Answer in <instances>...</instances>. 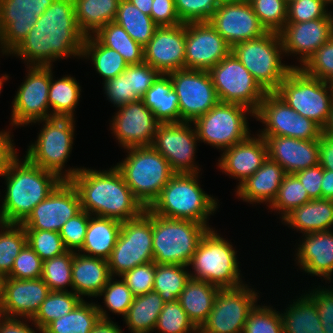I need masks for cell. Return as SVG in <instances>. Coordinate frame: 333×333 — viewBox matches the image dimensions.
I'll return each mask as SVG.
<instances>
[{
	"label": "cell",
	"mask_w": 333,
	"mask_h": 333,
	"mask_svg": "<svg viewBox=\"0 0 333 333\" xmlns=\"http://www.w3.org/2000/svg\"><path fill=\"white\" fill-rule=\"evenodd\" d=\"M84 40L73 0H55L9 55L21 58L26 66H53V62L64 57L80 59Z\"/></svg>",
	"instance_id": "6da1fadb"
},
{
	"label": "cell",
	"mask_w": 333,
	"mask_h": 333,
	"mask_svg": "<svg viewBox=\"0 0 333 333\" xmlns=\"http://www.w3.org/2000/svg\"><path fill=\"white\" fill-rule=\"evenodd\" d=\"M70 181L79 193L81 209L90 215L124 222L145 211L115 166L102 171L83 166Z\"/></svg>",
	"instance_id": "7a4b0ae2"
},
{
	"label": "cell",
	"mask_w": 333,
	"mask_h": 333,
	"mask_svg": "<svg viewBox=\"0 0 333 333\" xmlns=\"http://www.w3.org/2000/svg\"><path fill=\"white\" fill-rule=\"evenodd\" d=\"M17 157L9 166L4 178L6 191L2 197V211L8 224H22L33 208L63 181L55 173L44 170Z\"/></svg>",
	"instance_id": "3957f363"
},
{
	"label": "cell",
	"mask_w": 333,
	"mask_h": 333,
	"mask_svg": "<svg viewBox=\"0 0 333 333\" xmlns=\"http://www.w3.org/2000/svg\"><path fill=\"white\" fill-rule=\"evenodd\" d=\"M199 177V173H175L148 209L158 216L192 220L209 227V217L219 208V200L205 193Z\"/></svg>",
	"instance_id": "277c9868"
},
{
	"label": "cell",
	"mask_w": 333,
	"mask_h": 333,
	"mask_svg": "<svg viewBox=\"0 0 333 333\" xmlns=\"http://www.w3.org/2000/svg\"><path fill=\"white\" fill-rule=\"evenodd\" d=\"M124 160L115 167L145 209L158 198L175 174L168 161L152 146L129 147Z\"/></svg>",
	"instance_id": "5b68a950"
},
{
	"label": "cell",
	"mask_w": 333,
	"mask_h": 333,
	"mask_svg": "<svg viewBox=\"0 0 333 333\" xmlns=\"http://www.w3.org/2000/svg\"><path fill=\"white\" fill-rule=\"evenodd\" d=\"M229 240L217 230L209 229L201 238L189 266L190 277L219 288H235L245 284L242 280L237 251Z\"/></svg>",
	"instance_id": "8992f818"
},
{
	"label": "cell",
	"mask_w": 333,
	"mask_h": 333,
	"mask_svg": "<svg viewBox=\"0 0 333 333\" xmlns=\"http://www.w3.org/2000/svg\"><path fill=\"white\" fill-rule=\"evenodd\" d=\"M75 121L72 117H52L35 122H43V126L24 157L32 164L55 173L62 180L73 178L81 167L66 170L65 165L73 149Z\"/></svg>",
	"instance_id": "52a82bcc"
},
{
	"label": "cell",
	"mask_w": 333,
	"mask_h": 333,
	"mask_svg": "<svg viewBox=\"0 0 333 333\" xmlns=\"http://www.w3.org/2000/svg\"><path fill=\"white\" fill-rule=\"evenodd\" d=\"M209 229L213 227L152 213L153 261L188 267L201 238Z\"/></svg>",
	"instance_id": "ba28073f"
},
{
	"label": "cell",
	"mask_w": 333,
	"mask_h": 333,
	"mask_svg": "<svg viewBox=\"0 0 333 333\" xmlns=\"http://www.w3.org/2000/svg\"><path fill=\"white\" fill-rule=\"evenodd\" d=\"M231 52L266 92H275L296 65L282 63L284 50L279 33L267 32L253 40L237 43Z\"/></svg>",
	"instance_id": "9c48e42d"
},
{
	"label": "cell",
	"mask_w": 333,
	"mask_h": 333,
	"mask_svg": "<svg viewBox=\"0 0 333 333\" xmlns=\"http://www.w3.org/2000/svg\"><path fill=\"white\" fill-rule=\"evenodd\" d=\"M275 93L301 116L313 120L321 128L326 125L333 104L328 81L309 76L300 68H292Z\"/></svg>",
	"instance_id": "30bf717a"
},
{
	"label": "cell",
	"mask_w": 333,
	"mask_h": 333,
	"mask_svg": "<svg viewBox=\"0 0 333 333\" xmlns=\"http://www.w3.org/2000/svg\"><path fill=\"white\" fill-rule=\"evenodd\" d=\"M249 114L255 117V113L245 106L219 101L193 122L198 140L221 151L244 141L251 135Z\"/></svg>",
	"instance_id": "8fae6325"
},
{
	"label": "cell",
	"mask_w": 333,
	"mask_h": 333,
	"mask_svg": "<svg viewBox=\"0 0 333 333\" xmlns=\"http://www.w3.org/2000/svg\"><path fill=\"white\" fill-rule=\"evenodd\" d=\"M152 212L147 208L137 218L122 222L121 230L108 259L111 277L153 261Z\"/></svg>",
	"instance_id": "7c38bea8"
},
{
	"label": "cell",
	"mask_w": 333,
	"mask_h": 333,
	"mask_svg": "<svg viewBox=\"0 0 333 333\" xmlns=\"http://www.w3.org/2000/svg\"><path fill=\"white\" fill-rule=\"evenodd\" d=\"M208 72L220 102L239 104L257 112L267 92L232 52Z\"/></svg>",
	"instance_id": "4fadbf2b"
},
{
	"label": "cell",
	"mask_w": 333,
	"mask_h": 333,
	"mask_svg": "<svg viewBox=\"0 0 333 333\" xmlns=\"http://www.w3.org/2000/svg\"><path fill=\"white\" fill-rule=\"evenodd\" d=\"M256 291L246 283L235 288H220L198 333H243L248 314L260 297Z\"/></svg>",
	"instance_id": "5bb4252c"
},
{
	"label": "cell",
	"mask_w": 333,
	"mask_h": 333,
	"mask_svg": "<svg viewBox=\"0 0 333 333\" xmlns=\"http://www.w3.org/2000/svg\"><path fill=\"white\" fill-rule=\"evenodd\" d=\"M255 118L264 124V128L258 130V134L262 137L285 136L314 140L319 139L322 134V128L318 124L298 114L275 92L265 94Z\"/></svg>",
	"instance_id": "9a60e30c"
},
{
	"label": "cell",
	"mask_w": 333,
	"mask_h": 333,
	"mask_svg": "<svg viewBox=\"0 0 333 333\" xmlns=\"http://www.w3.org/2000/svg\"><path fill=\"white\" fill-rule=\"evenodd\" d=\"M27 75L12 101L11 126H27L52 118L48 102L51 66H26Z\"/></svg>",
	"instance_id": "2e32d148"
},
{
	"label": "cell",
	"mask_w": 333,
	"mask_h": 333,
	"mask_svg": "<svg viewBox=\"0 0 333 333\" xmlns=\"http://www.w3.org/2000/svg\"><path fill=\"white\" fill-rule=\"evenodd\" d=\"M168 75L179 98L180 122H194L219 102L208 71L179 69Z\"/></svg>",
	"instance_id": "e0dca14e"
},
{
	"label": "cell",
	"mask_w": 333,
	"mask_h": 333,
	"mask_svg": "<svg viewBox=\"0 0 333 333\" xmlns=\"http://www.w3.org/2000/svg\"><path fill=\"white\" fill-rule=\"evenodd\" d=\"M193 125V126H192ZM197 132L193 122L159 124L152 143L175 173H200L195 163Z\"/></svg>",
	"instance_id": "ac0fdd59"
},
{
	"label": "cell",
	"mask_w": 333,
	"mask_h": 333,
	"mask_svg": "<svg viewBox=\"0 0 333 333\" xmlns=\"http://www.w3.org/2000/svg\"><path fill=\"white\" fill-rule=\"evenodd\" d=\"M81 199L70 180H63L54 191L38 203L21 224L25 230L60 232L64 223L81 211Z\"/></svg>",
	"instance_id": "d6986e66"
},
{
	"label": "cell",
	"mask_w": 333,
	"mask_h": 333,
	"mask_svg": "<svg viewBox=\"0 0 333 333\" xmlns=\"http://www.w3.org/2000/svg\"><path fill=\"white\" fill-rule=\"evenodd\" d=\"M55 0H0V43L8 55L26 38Z\"/></svg>",
	"instance_id": "ffe728a7"
},
{
	"label": "cell",
	"mask_w": 333,
	"mask_h": 333,
	"mask_svg": "<svg viewBox=\"0 0 333 333\" xmlns=\"http://www.w3.org/2000/svg\"><path fill=\"white\" fill-rule=\"evenodd\" d=\"M117 110L110 121V130L118 144L124 149L152 146L160 123L143 100L130 102Z\"/></svg>",
	"instance_id": "44dd1931"
},
{
	"label": "cell",
	"mask_w": 333,
	"mask_h": 333,
	"mask_svg": "<svg viewBox=\"0 0 333 333\" xmlns=\"http://www.w3.org/2000/svg\"><path fill=\"white\" fill-rule=\"evenodd\" d=\"M231 52V46L209 22L186 23L185 69L209 71Z\"/></svg>",
	"instance_id": "7402d4cb"
},
{
	"label": "cell",
	"mask_w": 333,
	"mask_h": 333,
	"mask_svg": "<svg viewBox=\"0 0 333 333\" xmlns=\"http://www.w3.org/2000/svg\"><path fill=\"white\" fill-rule=\"evenodd\" d=\"M208 22L231 47L267 33L248 0L220 4Z\"/></svg>",
	"instance_id": "603a6c76"
},
{
	"label": "cell",
	"mask_w": 333,
	"mask_h": 333,
	"mask_svg": "<svg viewBox=\"0 0 333 333\" xmlns=\"http://www.w3.org/2000/svg\"><path fill=\"white\" fill-rule=\"evenodd\" d=\"M186 23L157 27L144 46V62L161 74L185 69Z\"/></svg>",
	"instance_id": "cb8c5ba5"
},
{
	"label": "cell",
	"mask_w": 333,
	"mask_h": 333,
	"mask_svg": "<svg viewBox=\"0 0 333 333\" xmlns=\"http://www.w3.org/2000/svg\"><path fill=\"white\" fill-rule=\"evenodd\" d=\"M279 35L284 55H298L299 68L320 46L333 37V18H317L300 23H286Z\"/></svg>",
	"instance_id": "d4e9b609"
},
{
	"label": "cell",
	"mask_w": 333,
	"mask_h": 333,
	"mask_svg": "<svg viewBox=\"0 0 333 333\" xmlns=\"http://www.w3.org/2000/svg\"><path fill=\"white\" fill-rule=\"evenodd\" d=\"M50 292L42 278L25 280L7 277L0 315L32 319Z\"/></svg>",
	"instance_id": "484cf974"
},
{
	"label": "cell",
	"mask_w": 333,
	"mask_h": 333,
	"mask_svg": "<svg viewBox=\"0 0 333 333\" xmlns=\"http://www.w3.org/2000/svg\"><path fill=\"white\" fill-rule=\"evenodd\" d=\"M255 135L251 134L244 141L223 150L218 159L217 166L222 173L239 181L237 187L252 176L268 158L265 139L259 134Z\"/></svg>",
	"instance_id": "4316f807"
},
{
	"label": "cell",
	"mask_w": 333,
	"mask_h": 333,
	"mask_svg": "<svg viewBox=\"0 0 333 333\" xmlns=\"http://www.w3.org/2000/svg\"><path fill=\"white\" fill-rule=\"evenodd\" d=\"M263 138L268 158L277 162L286 174H294L319 164V139L300 140L285 136Z\"/></svg>",
	"instance_id": "83f0119b"
},
{
	"label": "cell",
	"mask_w": 333,
	"mask_h": 333,
	"mask_svg": "<svg viewBox=\"0 0 333 333\" xmlns=\"http://www.w3.org/2000/svg\"><path fill=\"white\" fill-rule=\"evenodd\" d=\"M302 235L295 250L296 264L300 271L322 277L329 284L333 275V229Z\"/></svg>",
	"instance_id": "f1b7e54d"
},
{
	"label": "cell",
	"mask_w": 333,
	"mask_h": 333,
	"mask_svg": "<svg viewBox=\"0 0 333 333\" xmlns=\"http://www.w3.org/2000/svg\"><path fill=\"white\" fill-rule=\"evenodd\" d=\"M285 175L286 172L277 162L267 158L252 176L236 187L235 195L250 204L265 203L269 206L275 199Z\"/></svg>",
	"instance_id": "f546056e"
},
{
	"label": "cell",
	"mask_w": 333,
	"mask_h": 333,
	"mask_svg": "<svg viewBox=\"0 0 333 333\" xmlns=\"http://www.w3.org/2000/svg\"><path fill=\"white\" fill-rule=\"evenodd\" d=\"M110 278L108 260L74 252L72 291L76 295L97 298Z\"/></svg>",
	"instance_id": "4dcf8cb0"
},
{
	"label": "cell",
	"mask_w": 333,
	"mask_h": 333,
	"mask_svg": "<svg viewBox=\"0 0 333 333\" xmlns=\"http://www.w3.org/2000/svg\"><path fill=\"white\" fill-rule=\"evenodd\" d=\"M281 223L302 234L328 231L333 228L332 199H315L293 209Z\"/></svg>",
	"instance_id": "1f68e13d"
},
{
	"label": "cell",
	"mask_w": 333,
	"mask_h": 333,
	"mask_svg": "<svg viewBox=\"0 0 333 333\" xmlns=\"http://www.w3.org/2000/svg\"><path fill=\"white\" fill-rule=\"evenodd\" d=\"M122 222L113 218L90 215L83 246L86 256L108 260L116 245Z\"/></svg>",
	"instance_id": "d6a6232c"
},
{
	"label": "cell",
	"mask_w": 333,
	"mask_h": 333,
	"mask_svg": "<svg viewBox=\"0 0 333 333\" xmlns=\"http://www.w3.org/2000/svg\"><path fill=\"white\" fill-rule=\"evenodd\" d=\"M84 299L65 316L50 322L42 333H90L101 320H111L107 310Z\"/></svg>",
	"instance_id": "836d02e7"
},
{
	"label": "cell",
	"mask_w": 333,
	"mask_h": 333,
	"mask_svg": "<svg viewBox=\"0 0 333 333\" xmlns=\"http://www.w3.org/2000/svg\"><path fill=\"white\" fill-rule=\"evenodd\" d=\"M219 287L191 278L187 281L178 301L188 318L199 329L209 316Z\"/></svg>",
	"instance_id": "e575fe53"
},
{
	"label": "cell",
	"mask_w": 333,
	"mask_h": 333,
	"mask_svg": "<svg viewBox=\"0 0 333 333\" xmlns=\"http://www.w3.org/2000/svg\"><path fill=\"white\" fill-rule=\"evenodd\" d=\"M160 124L179 123V98L168 74H161L142 98Z\"/></svg>",
	"instance_id": "d590c367"
},
{
	"label": "cell",
	"mask_w": 333,
	"mask_h": 333,
	"mask_svg": "<svg viewBox=\"0 0 333 333\" xmlns=\"http://www.w3.org/2000/svg\"><path fill=\"white\" fill-rule=\"evenodd\" d=\"M76 22L86 36L115 21L120 0H73Z\"/></svg>",
	"instance_id": "8d00e7d4"
},
{
	"label": "cell",
	"mask_w": 333,
	"mask_h": 333,
	"mask_svg": "<svg viewBox=\"0 0 333 333\" xmlns=\"http://www.w3.org/2000/svg\"><path fill=\"white\" fill-rule=\"evenodd\" d=\"M164 304L163 298L155 291L135 296L127 314L123 317L128 330H131V333L154 332Z\"/></svg>",
	"instance_id": "74e56055"
},
{
	"label": "cell",
	"mask_w": 333,
	"mask_h": 333,
	"mask_svg": "<svg viewBox=\"0 0 333 333\" xmlns=\"http://www.w3.org/2000/svg\"><path fill=\"white\" fill-rule=\"evenodd\" d=\"M281 312L284 333H324L314 302L304 293Z\"/></svg>",
	"instance_id": "f35d334b"
},
{
	"label": "cell",
	"mask_w": 333,
	"mask_h": 333,
	"mask_svg": "<svg viewBox=\"0 0 333 333\" xmlns=\"http://www.w3.org/2000/svg\"><path fill=\"white\" fill-rule=\"evenodd\" d=\"M82 58L92 61L103 83L122 74L129 65L117 51L102 45L93 35L85 37Z\"/></svg>",
	"instance_id": "ab89813d"
},
{
	"label": "cell",
	"mask_w": 333,
	"mask_h": 333,
	"mask_svg": "<svg viewBox=\"0 0 333 333\" xmlns=\"http://www.w3.org/2000/svg\"><path fill=\"white\" fill-rule=\"evenodd\" d=\"M54 67L51 66V82L48 93V102L52 117H72L78 106L81 86L75 77L65 75L54 80Z\"/></svg>",
	"instance_id": "60d3db41"
},
{
	"label": "cell",
	"mask_w": 333,
	"mask_h": 333,
	"mask_svg": "<svg viewBox=\"0 0 333 333\" xmlns=\"http://www.w3.org/2000/svg\"><path fill=\"white\" fill-rule=\"evenodd\" d=\"M93 36L102 45L117 51L129 65L144 62V47L116 22L104 25Z\"/></svg>",
	"instance_id": "b9f144b4"
},
{
	"label": "cell",
	"mask_w": 333,
	"mask_h": 333,
	"mask_svg": "<svg viewBox=\"0 0 333 333\" xmlns=\"http://www.w3.org/2000/svg\"><path fill=\"white\" fill-rule=\"evenodd\" d=\"M114 22L143 47L151 40L158 27L151 16L141 12L130 0H120Z\"/></svg>",
	"instance_id": "7bdbcfd3"
},
{
	"label": "cell",
	"mask_w": 333,
	"mask_h": 333,
	"mask_svg": "<svg viewBox=\"0 0 333 333\" xmlns=\"http://www.w3.org/2000/svg\"><path fill=\"white\" fill-rule=\"evenodd\" d=\"M184 265L156 264L153 291L158 292L163 301L178 300L190 279L189 268Z\"/></svg>",
	"instance_id": "ee69618b"
},
{
	"label": "cell",
	"mask_w": 333,
	"mask_h": 333,
	"mask_svg": "<svg viewBox=\"0 0 333 333\" xmlns=\"http://www.w3.org/2000/svg\"><path fill=\"white\" fill-rule=\"evenodd\" d=\"M82 300L73 291H51L31 321L43 330L53 320L72 311Z\"/></svg>",
	"instance_id": "f6af8a7d"
},
{
	"label": "cell",
	"mask_w": 333,
	"mask_h": 333,
	"mask_svg": "<svg viewBox=\"0 0 333 333\" xmlns=\"http://www.w3.org/2000/svg\"><path fill=\"white\" fill-rule=\"evenodd\" d=\"M308 192L294 174H286L279 187L278 193L273 202L268 206L271 212L274 210L282 220L293 209L309 202Z\"/></svg>",
	"instance_id": "bcb514c9"
},
{
	"label": "cell",
	"mask_w": 333,
	"mask_h": 333,
	"mask_svg": "<svg viewBox=\"0 0 333 333\" xmlns=\"http://www.w3.org/2000/svg\"><path fill=\"white\" fill-rule=\"evenodd\" d=\"M27 244V236L21 224H6L0 231V274L7 277L14 259Z\"/></svg>",
	"instance_id": "7dc6e473"
},
{
	"label": "cell",
	"mask_w": 333,
	"mask_h": 333,
	"mask_svg": "<svg viewBox=\"0 0 333 333\" xmlns=\"http://www.w3.org/2000/svg\"><path fill=\"white\" fill-rule=\"evenodd\" d=\"M74 252L67 251L63 255L43 261L42 280L50 291H72V261ZM67 288V289H66Z\"/></svg>",
	"instance_id": "c3c4849f"
},
{
	"label": "cell",
	"mask_w": 333,
	"mask_h": 333,
	"mask_svg": "<svg viewBox=\"0 0 333 333\" xmlns=\"http://www.w3.org/2000/svg\"><path fill=\"white\" fill-rule=\"evenodd\" d=\"M243 333H284L280 311L267 304H256L249 312Z\"/></svg>",
	"instance_id": "681fc988"
},
{
	"label": "cell",
	"mask_w": 333,
	"mask_h": 333,
	"mask_svg": "<svg viewBox=\"0 0 333 333\" xmlns=\"http://www.w3.org/2000/svg\"><path fill=\"white\" fill-rule=\"evenodd\" d=\"M158 333H198L178 300L166 302L155 327Z\"/></svg>",
	"instance_id": "f907efd6"
},
{
	"label": "cell",
	"mask_w": 333,
	"mask_h": 333,
	"mask_svg": "<svg viewBox=\"0 0 333 333\" xmlns=\"http://www.w3.org/2000/svg\"><path fill=\"white\" fill-rule=\"evenodd\" d=\"M267 32L279 33L287 21L285 0H248Z\"/></svg>",
	"instance_id": "816d5d0a"
},
{
	"label": "cell",
	"mask_w": 333,
	"mask_h": 333,
	"mask_svg": "<svg viewBox=\"0 0 333 333\" xmlns=\"http://www.w3.org/2000/svg\"><path fill=\"white\" fill-rule=\"evenodd\" d=\"M27 244L43 260L52 259L67 252L59 232L25 230Z\"/></svg>",
	"instance_id": "f5cc1de1"
},
{
	"label": "cell",
	"mask_w": 333,
	"mask_h": 333,
	"mask_svg": "<svg viewBox=\"0 0 333 333\" xmlns=\"http://www.w3.org/2000/svg\"><path fill=\"white\" fill-rule=\"evenodd\" d=\"M119 278L117 280L115 277H111L98 296H103V303L107 310L124 317L135 296L123 279Z\"/></svg>",
	"instance_id": "db71d44e"
},
{
	"label": "cell",
	"mask_w": 333,
	"mask_h": 333,
	"mask_svg": "<svg viewBox=\"0 0 333 333\" xmlns=\"http://www.w3.org/2000/svg\"><path fill=\"white\" fill-rule=\"evenodd\" d=\"M299 68L307 75L320 80L328 81L333 77V37L320 46Z\"/></svg>",
	"instance_id": "11a10c76"
},
{
	"label": "cell",
	"mask_w": 333,
	"mask_h": 333,
	"mask_svg": "<svg viewBox=\"0 0 333 333\" xmlns=\"http://www.w3.org/2000/svg\"><path fill=\"white\" fill-rule=\"evenodd\" d=\"M324 0H296L288 4L286 23H300L317 18H333Z\"/></svg>",
	"instance_id": "9f6ffc18"
},
{
	"label": "cell",
	"mask_w": 333,
	"mask_h": 333,
	"mask_svg": "<svg viewBox=\"0 0 333 333\" xmlns=\"http://www.w3.org/2000/svg\"><path fill=\"white\" fill-rule=\"evenodd\" d=\"M182 23L208 22L218 8L215 0H174Z\"/></svg>",
	"instance_id": "6f0895ef"
},
{
	"label": "cell",
	"mask_w": 333,
	"mask_h": 333,
	"mask_svg": "<svg viewBox=\"0 0 333 333\" xmlns=\"http://www.w3.org/2000/svg\"><path fill=\"white\" fill-rule=\"evenodd\" d=\"M160 75L146 62L129 65L130 102L142 99Z\"/></svg>",
	"instance_id": "680465c9"
},
{
	"label": "cell",
	"mask_w": 333,
	"mask_h": 333,
	"mask_svg": "<svg viewBox=\"0 0 333 333\" xmlns=\"http://www.w3.org/2000/svg\"><path fill=\"white\" fill-rule=\"evenodd\" d=\"M89 218L90 214L85 210H81L77 215L64 223L59 233L67 251L79 252L81 250Z\"/></svg>",
	"instance_id": "91938a15"
},
{
	"label": "cell",
	"mask_w": 333,
	"mask_h": 333,
	"mask_svg": "<svg viewBox=\"0 0 333 333\" xmlns=\"http://www.w3.org/2000/svg\"><path fill=\"white\" fill-rule=\"evenodd\" d=\"M43 260L26 244L14 259V265L8 278L38 279L42 275Z\"/></svg>",
	"instance_id": "94428289"
},
{
	"label": "cell",
	"mask_w": 333,
	"mask_h": 333,
	"mask_svg": "<svg viewBox=\"0 0 333 333\" xmlns=\"http://www.w3.org/2000/svg\"><path fill=\"white\" fill-rule=\"evenodd\" d=\"M134 296L153 291L155 278V262L144 263L120 276Z\"/></svg>",
	"instance_id": "6125c7cd"
},
{
	"label": "cell",
	"mask_w": 333,
	"mask_h": 333,
	"mask_svg": "<svg viewBox=\"0 0 333 333\" xmlns=\"http://www.w3.org/2000/svg\"><path fill=\"white\" fill-rule=\"evenodd\" d=\"M306 295L314 302L324 333H333V288L319 285Z\"/></svg>",
	"instance_id": "be15d7a7"
},
{
	"label": "cell",
	"mask_w": 333,
	"mask_h": 333,
	"mask_svg": "<svg viewBox=\"0 0 333 333\" xmlns=\"http://www.w3.org/2000/svg\"><path fill=\"white\" fill-rule=\"evenodd\" d=\"M102 84L107 100L116 108L130 103L129 65L122 74Z\"/></svg>",
	"instance_id": "e7e4bbea"
},
{
	"label": "cell",
	"mask_w": 333,
	"mask_h": 333,
	"mask_svg": "<svg viewBox=\"0 0 333 333\" xmlns=\"http://www.w3.org/2000/svg\"><path fill=\"white\" fill-rule=\"evenodd\" d=\"M152 20L158 27L180 25L174 0H153L151 7Z\"/></svg>",
	"instance_id": "03108f58"
},
{
	"label": "cell",
	"mask_w": 333,
	"mask_h": 333,
	"mask_svg": "<svg viewBox=\"0 0 333 333\" xmlns=\"http://www.w3.org/2000/svg\"><path fill=\"white\" fill-rule=\"evenodd\" d=\"M294 175L304 186L311 200L322 198L321 182L323 180V168L319 164L300 170L294 173Z\"/></svg>",
	"instance_id": "003e7915"
},
{
	"label": "cell",
	"mask_w": 333,
	"mask_h": 333,
	"mask_svg": "<svg viewBox=\"0 0 333 333\" xmlns=\"http://www.w3.org/2000/svg\"><path fill=\"white\" fill-rule=\"evenodd\" d=\"M11 130L0 131V176L2 177L9 169L11 163L19 156L13 143Z\"/></svg>",
	"instance_id": "a7ac6f4b"
},
{
	"label": "cell",
	"mask_w": 333,
	"mask_h": 333,
	"mask_svg": "<svg viewBox=\"0 0 333 333\" xmlns=\"http://www.w3.org/2000/svg\"><path fill=\"white\" fill-rule=\"evenodd\" d=\"M27 321L30 323L31 319L8 318L0 315V333H42V330L34 322H31V325L35 330Z\"/></svg>",
	"instance_id": "89a4df30"
},
{
	"label": "cell",
	"mask_w": 333,
	"mask_h": 333,
	"mask_svg": "<svg viewBox=\"0 0 333 333\" xmlns=\"http://www.w3.org/2000/svg\"><path fill=\"white\" fill-rule=\"evenodd\" d=\"M319 165L333 171V137L323 133L319 137Z\"/></svg>",
	"instance_id": "2644e50d"
},
{
	"label": "cell",
	"mask_w": 333,
	"mask_h": 333,
	"mask_svg": "<svg viewBox=\"0 0 333 333\" xmlns=\"http://www.w3.org/2000/svg\"><path fill=\"white\" fill-rule=\"evenodd\" d=\"M322 198L333 199V171L323 169Z\"/></svg>",
	"instance_id": "8c879c8a"
},
{
	"label": "cell",
	"mask_w": 333,
	"mask_h": 333,
	"mask_svg": "<svg viewBox=\"0 0 333 333\" xmlns=\"http://www.w3.org/2000/svg\"><path fill=\"white\" fill-rule=\"evenodd\" d=\"M90 333H124L112 320H99Z\"/></svg>",
	"instance_id": "753ad0ef"
},
{
	"label": "cell",
	"mask_w": 333,
	"mask_h": 333,
	"mask_svg": "<svg viewBox=\"0 0 333 333\" xmlns=\"http://www.w3.org/2000/svg\"><path fill=\"white\" fill-rule=\"evenodd\" d=\"M132 4L137 7L141 12L151 16V7L153 0H130Z\"/></svg>",
	"instance_id": "34e18365"
},
{
	"label": "cell",
	"mask_w": 333,
	"mask_h": 333,
	"mask_svg": "<svg viewBox=\"0 0 333 333\" xmlns=\"http://www.w3.org/2000/svg\"><path fill=\"white\" fill-rule=\"evenodd\" d=\"M322 133L328 135L329 137H333V104L331 107L329 119L326 125L322 128Z\"/></svg>",
	"instance_id": "11e5206c"
},
{
	"label": "cell",
	"mask_w": 333,
	"mask_h": 333,
	"mask_svg": "<svg viewBox=\"0 0 333 333\" xmlns=\"http://www.w3.org/2000/svg\"><path fill=\"white\" fill-rule=\"evenodd\" d=\"M6 278L4 275L0 274V308L4 300V290H5V281Z\"/></svg>",
	"instance_id": "2a66077c"
},
{
	"label": "cell",
	"mask_w": 333,
	"mask_h": 333,
	"mask_svg": "<svg viewBox=\"0 0 333 333\" xmlns=\"http://www.w3.org/2000/svg\"><path fill=\"white\" fill-rule=\"evenodd\" d=\"M1 196V195H0ZM7 224L4 215H3V211H2V207L0 206V230Z\"/></svg>",
	"instance_id": "b9fcfbb0"
},
{
	"label": "cell",
	"mask_w": 333,
	"mask_h": 333,
	"mask_svg": "<svg viewBox=\"0 0 333 333\" xmlns=\"http://www.w3.org/2000/svg\"><path fill=\"white\" fill-rule=\"evenodd\" d=\"M8 79H9V75H8V74H3V75L0 77V94H1L2 87H3L4 82L7 81Z\"/></svg>",
	"instance_id": "09005b40"
},
{
	"label": "cell",
	"mask_w": 333,
	"mask_h": 333,
	"mask_svg": "<svg viewBox=\"0 0 333 333\" xmlns=\"http://www.w3.org/2000/svg\"><path fill=\"white\" fill-rule=\"evenodd\" d=\"M218 5L225 4V3H236L244 0H215Z\"/></svg>",
	"instance_id": "979ff035"
},
{
	"label": "cell",
	"mask_w": 333,
	"mask_h": 333,
	"mask_svg": "<svg viewBox=\"0 0 333 333\" xmlns=\"http://www.w3.org/2000/svg\"><path fill=\"white\" fill-rule=\"evenodd\" d=\"M331 91L333 92V77L328 80Z\"/></svg>",
	"instance_id": "deb4b68c"
},
{
	"label": "cell",
	"mask_w": 333,
	"mask_h": 333,
	"mask_svg": "<svg viewBox=\"0 0 333 333\" xmlns=\"http://www.w3.org/2000/svg\"><path fill=\"white\" fill-rule=\"evenodd\" d=\"M324 1L328 6H330V4L333 5V0H324Z\"/></svg>",
	"instance_id": "67dfc351"
},
{
	"label": "cell",
	"mask_w": 333,
	"mask_h": 333,
	"mask_svg": "<svg viewBox=\"0 0 333 333\" xmlns=\"http://www.w3.org/2000/svg\"><path fill=\"white\" fill-rule=\"evenodd\" d=\"M294 1H296V0H285V2H286L287 5L290 4V3H292V2H294Z\"/></svg>",
	"instance_id": "b62a3aed"
}]
</instances>
